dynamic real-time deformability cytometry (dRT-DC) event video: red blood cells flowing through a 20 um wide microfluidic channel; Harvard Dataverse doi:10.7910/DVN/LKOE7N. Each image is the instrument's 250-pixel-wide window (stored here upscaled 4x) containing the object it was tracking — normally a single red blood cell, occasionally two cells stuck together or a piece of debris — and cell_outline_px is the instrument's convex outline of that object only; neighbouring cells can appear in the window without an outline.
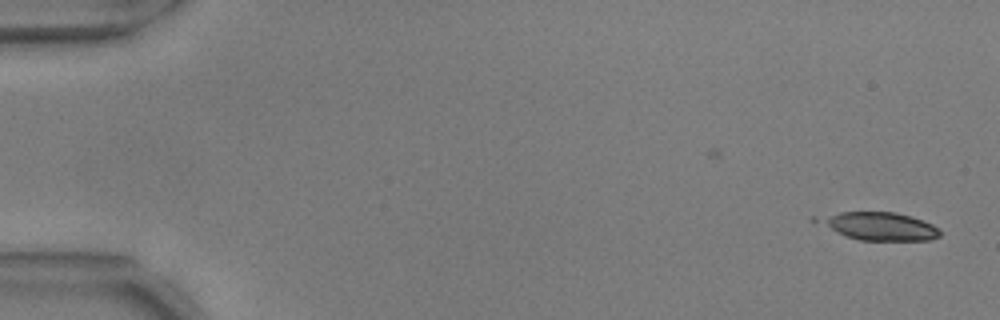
{"species": "common noctule bat (a hibernating species)", "species_latin": "Nyctalus noctula", "temperature_condition": "warm", "stored_images_in_passage": 8, "camera_frame_rate_fps": 3000, "um_per_image_px": 0.085, "animal": {"sex": "male", "body_mass_g": 17.9, "forearm_length_mm": 54.2}, "frame": {"image": 1, "passage_image": 1, "time_ms": 0.0, "image_size_px": [1000, 320], "cell_outline_px": [[940, 236], [932, 240], [860, 240], [844, 236], [808, 220], [812, 216], [840, 212], [896, 212], [912, 216], [924, 220], [940, 228]], "centroid_in_image_um": [74.62, 19.21], "position_along_channel_um": 10.4, "area_um2": 20.52}}